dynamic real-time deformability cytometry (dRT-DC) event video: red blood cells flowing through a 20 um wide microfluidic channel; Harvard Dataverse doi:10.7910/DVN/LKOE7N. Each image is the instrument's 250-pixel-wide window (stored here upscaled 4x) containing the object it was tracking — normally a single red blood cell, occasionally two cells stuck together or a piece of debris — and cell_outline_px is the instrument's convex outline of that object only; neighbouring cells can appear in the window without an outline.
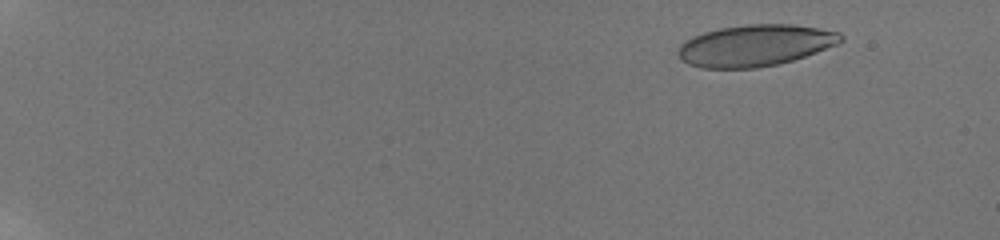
{"species": "human", "species_latin": "Homo sapiens", "temperature_condition": "room temperature", "stored_images_in_passage": 47, "camera_frame_rate_fps": 3000, "um_per_image_px": 0.085, "donor": {"sex": "male"}, "frame": {"image": 1, "passage_image": 8, "time_ms": 2.333, "image_size_px": [1000, 240], "cell_outline_px": [[844, 40], [836, 44], [816, 52], [792, 60], [776, 64], [756, 68], [700, 68], [688, 64], [680, 60], [676, 52], [680, 44], [684, 40], [692, 36], [704, 32], [720, 28], [748, 24], [792, 24], [840, 32], [844, 36]], "centroid_in_image_um": [64.13, 3.86], "position_along_channel_um": 20.9, "area_um2": 39.42}}
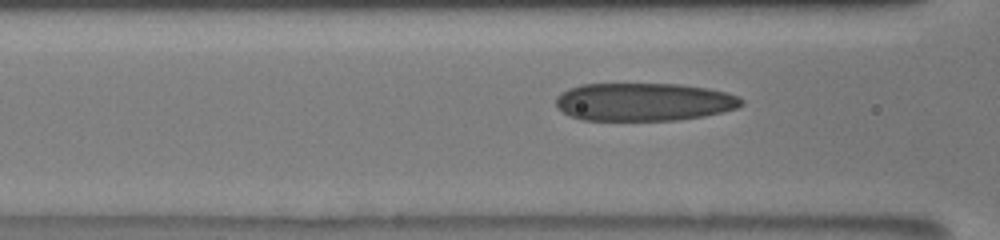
{"frame": {"image": 2, "passage_image": 29, "time_ms": 9.333, "image_size_px": [1000, 240], "cell_outline_px": [[744, 104], [736, 108], [704, 116], [676, 120], [580, 120], [556, 108], [556, 96], [568, 88], [580, 84], [684, 84], [708, 88], [724, 92], [736, 96], [744, 100]], "centroid_in_image_um": [54.7, 8.66], "position_along_channel_um": 111.9, "area_um2": 41.21}}
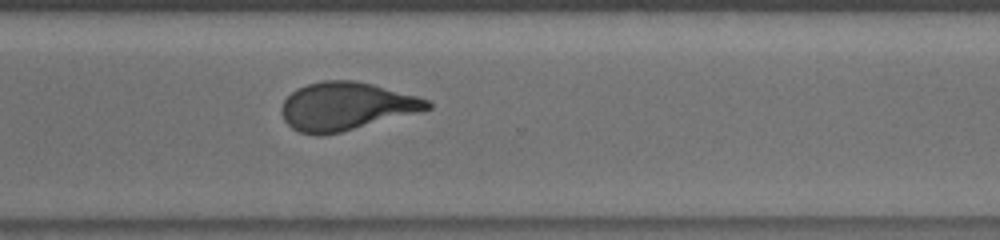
{"frame": {"image": 3, "passage_image": 47, "time_ms": 15.333, "image_size_px": [1000, 240], "cell_outline_px": [[432, 108], [340, 132], [320, 136], [316, 136], [300, 132], [292, 128], [284, 120], [280, 112], [280, 108], [284, 100], [296, 88], [308, 84], [324, 80], [356, 80], [372, 84], [416, 96], [428, 100], [432, 104]], "centroid_in_image_um": [29.36, 9.03], "position_along_channel_um": 341.2, "area_um2": 40.46}}